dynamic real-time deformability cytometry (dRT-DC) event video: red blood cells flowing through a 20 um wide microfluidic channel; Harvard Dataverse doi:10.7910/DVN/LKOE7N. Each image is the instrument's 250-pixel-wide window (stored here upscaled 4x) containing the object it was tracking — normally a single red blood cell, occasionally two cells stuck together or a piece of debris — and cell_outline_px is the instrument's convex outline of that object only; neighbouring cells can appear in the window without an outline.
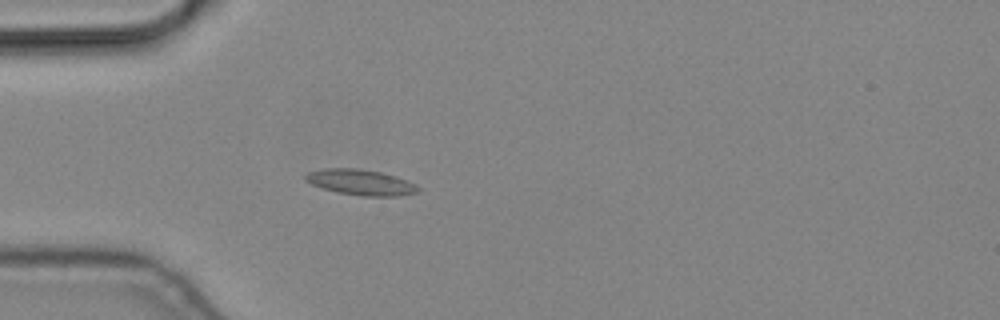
{"species": "common noctule bat (a hibernating species)", "species_latin": "Nyctalus noctula", "temperature_condition": "cold", "stored_images_in_passage": 1, "camera_frame_rate_fps": 3000, "um_per_image_px": 0.085, "animal": {"sex": "male", "body_mass_g": 19.2, "forearm_length_mm": 51.8}, "frame": {"image": 1, "passage_image": 1, "time_ms": 0.0, "image_size_px": [1000, 320], "cell_outline_px": [[420, 188], [416, 192], [396, 196], [360, 196], [336, 192], [312, 184], [304, 180], [304, 176], [308, 172], [324, 168], [356, 168], [380, 172], [396, 176], [408, 180], [416, 184]], "centroid_in_image_um": [30.65, 15.49], "position_along_channel_um": 54.4, "area_um2": 16.82}}